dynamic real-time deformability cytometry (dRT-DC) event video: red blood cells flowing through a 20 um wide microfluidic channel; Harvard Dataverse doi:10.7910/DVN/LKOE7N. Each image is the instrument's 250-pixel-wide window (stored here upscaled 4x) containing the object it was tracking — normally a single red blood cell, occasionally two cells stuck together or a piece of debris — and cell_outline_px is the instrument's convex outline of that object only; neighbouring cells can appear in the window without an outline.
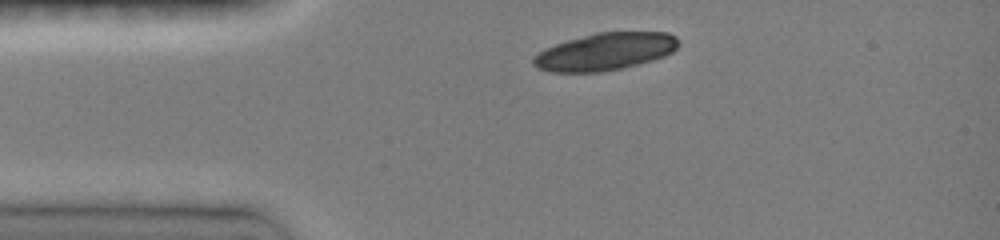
{"species": "common noctule bat (a hibernating species)", "species_latin": "Nyctalus noctula", "temperature_condition": "room temperature", "stored_images_in_passage": 5, "camera_frame_rate_fps": 3000, "um_per_image_px": 0.085, "animal": {"sex": "female", "body_mass_g": 19.0, "forearm_length_mm": 51.5}, "frame": {"image": 1, "passage_image": 1, "time_ms": 0.0, "image_size_px": [1000, 240], "cell_outline_px": [[680, 44], [672, 52], [664, 56], [652, 60], [620, 68], [600, 72], [552, 72], [536, 68], [532, 64], [532, 56], [544, 48], [568, 40], [596, 32], [668, 32], [676, 36]], "centroid_in_image_um": [51.41, 4.38], "position_along_channel_um": 33.6, "area_um2": 31.62}}